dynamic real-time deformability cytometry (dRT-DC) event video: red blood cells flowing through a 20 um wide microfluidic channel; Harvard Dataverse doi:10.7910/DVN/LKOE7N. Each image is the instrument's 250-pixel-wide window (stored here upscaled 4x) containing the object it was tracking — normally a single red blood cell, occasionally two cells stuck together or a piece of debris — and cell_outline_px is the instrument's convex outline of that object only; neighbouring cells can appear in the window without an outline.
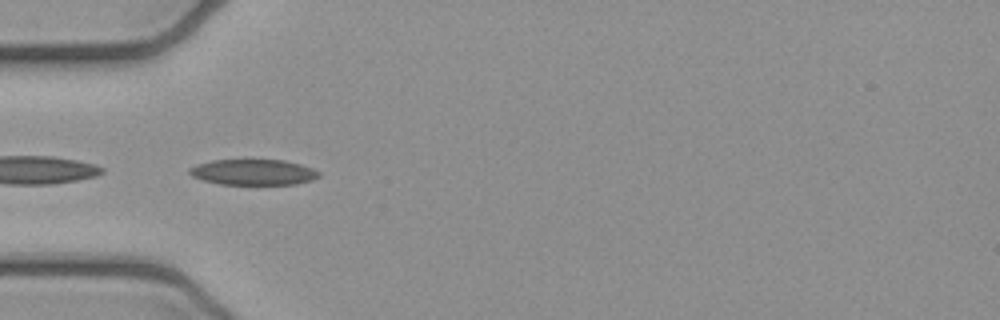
{"species": "common noctule bat (a hibernating species)", "species_latin": "Nyctalus noctula", "temperature_condition": "cold", "stored_images_in_passage": 8, "camera_frame_rate_fps": 3000, "um_per_image_px": 0.085, "animal": {"sex": "female", "body_mass_g": 21.9}, "frame": {"image": 1, "passage_image": 5, "time_ms": 1.333, "image_size_px": [1000, 320], "cell_outline_px": [[320, 176], [312, 180], [296, 184], [220, 184], [204, 180], [192, 176], [188, 172], [188, 168], [196, 164], [212, 160], [284, 160], [300, 164], [312, 168], [320, 172]], "centroid_in_image_um": [21.53, 14.63], "position_along_channel_um": 63.5, "area_um2": 19.36}}
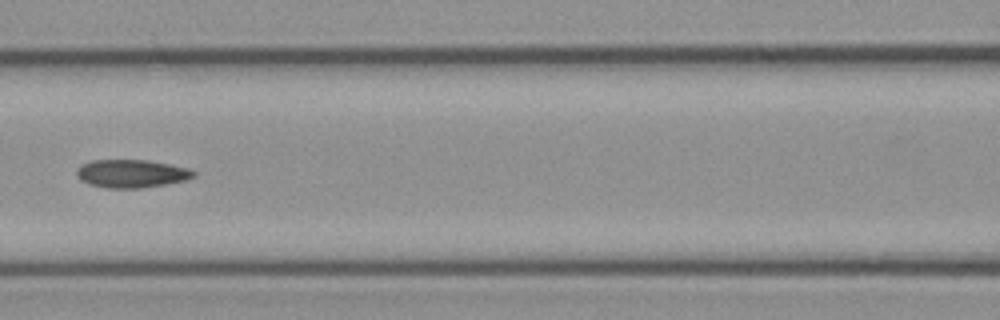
{"frame": {"image": 2, "passage_image": 7, "time_ms": 2.0, "image_size_px": [1000, 320], "cell_outline_px": [[196, 176], [188, 180], [140, 188], [108, 188], [88, 184], [80, 180], [76, 176], [76, 172], [80, 164], [92, 160], [148, 160], [188, 168], [196, 172]], "centroid_in_image_um": [11.16, 14.75], "position_along_channel_um": 155.4, "area_um2": 19.25}}
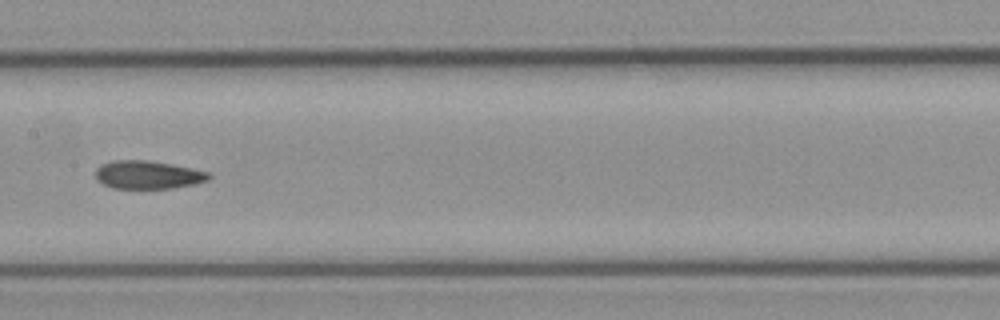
{"frame": {"image": 3, "passage_image": 8, "time_ms": 2.333, "image_size_px": [1000, 320], "cell_outline_px": [[212, 176], [208, 180], [192, 184], [172, 188], [112, 188], [96, 180], [96, 168], [100, 164], [112, 160], [148, 160], [172, 164], [192, 168], [208, 172]], "centroid_in_image_um": [12.54, 14.84], "position_along_channel_um": 194.9, "area_um2": 18.61}}